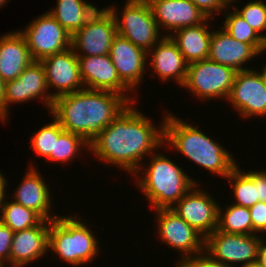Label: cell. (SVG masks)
Returning <instances> with one entry per match:
<instances>
[{
    "label": "cell",
    "mask_w": 266,
    "mask_h": 267,
    "mask_svg": "<svg viewBox=\"0 0 266 267\" xmlns=\"http://www.w3.org/2000/svg\"><path fill=\"white\" fill-rule=\"evenodd\" d=\"M40 172L36 167L30 166L29 171L25 174L22 182L15 189L12 199L16 203L23 205L26 208L32 209L38 213L44 220H55L57 215L50 213L51 208V193L47 187Z\"/></svg>",
    "instance_id": "obj_22"
},
{
    "label": "cell",
    "mask_w": 266,
    "mask_h": 267,
    "mask_svg": "<svg viewBox=\"0 0 266 267\" xmlns=\"http://www.w3.org/2000/svg\"><path fill=\"white\" fill-rule=\"evenodd\" d=\"M5 186H8L7 179L0 172V187H5Z\"/></svg>",
    "instance_id": "obj_41"
},
{
    "label": "cell",
    "mask_w": 266,
    "mask_h": 267,
    "mask_svg": "<svg viewBox=\"0 0 266 267\" xmlns=\"http://www.w3.org/2000/svg\"><path fill=\"white\" fill-rule=\"evenodd\" d=\"M109 56L120 80L132 91L139 88L148 65L147 52L128 39L116 35L109 49Z\"/></svg>",
    "instance_id": "obj_17"
},
{
    "label": "cell",
    "mask_w": 266,
    "mask_h": 267,
    "mask_svg": "<svg viewBox=\"0 0 266 267\" xmlns=\"http://www.w3.org/2000/svg\"><path fill=\"white\" fill-rule=\"evenodd\" d=\"M264 241V242H263ZM257 262L262 266L266 267V243L264 238L261 239V244L259 246V251H258V257H257Z\"/></svg>",
    "instance_id": "obj_39"
},
{
    "label": "cell",
    "mask_w": 266,
    "mask_h": 267,
    "mask_svg": "<svg viewBox=\"0 0 266 267\" xmlns=\"http://www.w3.org/2000/svg\"><path fill=\"white\" fill-rule=\"evenodd\" d=\"M156 153L149 155L151 160L148 167L144 168L145 164L142 163L134 175L139 176L141 172L144 175H140L137 184L154 209L171 208L198 181L193 180L163 153Z\"/></svg>",
    "instance_id": "obj_4"
},
{
    "label": "cell",
    "mask_w": 266,
    "mask_h": 267,
    "mask_svg": "<svg viewBox=\"0 0 266 267\" xmlns=\"http://www.w3.org/2000/svg\"><path fill=\"white\" fill-rule=\"evenodd\" d=\"M125 3L122 17L116 12L119 9L112 5L107 7L114 16L117 34L148 52L163 37L151 7L147 0H127Z\"/></svg>",
    "instance_id": "obj_6"
},
{
    "label": "cell",
    "mask_w": 266,
    "mask_h": 267,
    "mask_svg": "<svg viewBox=\"0 0 266 267\" xmlns=\"http://www.w3.org/2000/svg\"><path fill=\"white\" fill-rule=\"evenodd\" d=\"M237 71L209 59L189 63L183 88L199 100L227 99Z\"/></svg>",
    "instance_id": "obj_7"
},
{
    "label": "cell",
    "mask_w": 266,
    "mask_h": 267,
    "mask_svg": "<svg viewBox=\"0 0 266 267\" xmlns=\"http://www.w3.org/2000/svg\"><path fill=\"white\" fill-rule=\"evenodd\" d=\"M154 19L166 33L204 23L208 17L191 0H147Z\"/></svg>",
    "instance_id": "obj_18"
},
{
    "label": "cell",
    "mask_w": 266,
    "mask_h": 267,
    "mask_svg": "<svg viewBox=\"0 0 266 267\" xmlns=\"http://www.w3.org/2000/svg\"><path fill=\"white\" fill-rule=\"evenodd\" d=\"M9 0H0V8L7 4Z\"/></svg>",
    "instance_id": "obj_43"
},
{
    "label": "cell",
    "mask_w": 266,
    "mask_h": 267,
    "mask_svg": "<svg viewBox=\"0 0 266 267\" xmlns=\"http://www.w3.org/2000/svg\"><path fill=\"white\" fill-rule=\"evenodd\" d=\"M241 170V171H240ZM233 187L235 205L250 208L258 201L257 186L254 184V171L242 172L237 165L226 177Z\"/></svg>",
    "instance_id": "obj_29"
},
{
    "label": "cell",
    "mask_w": 266,
    "mask_h": 267,
    "mask_svg": "<svg viewBox=\"0 0 266 267\" xmlns=\"http://www.w3.org/2000/svg\"><path fill=\"white\" fill-rule=\"evenodd\" d=\"M244 118L266 116V78L263 71H237L227 98Z\"/></svg>",
    "instance_id": "obj_11"
},
{
    "label": "cell",
    "mask_w": 266,
    "mask_h": 267,
    "mask_svg": "<svg viewBox=\"0 0 266 267\" xmlns=\"http://www.w3.org/2000/svg\"><path fill=\"white\" fill-rule=\"evenodd\" d=\"M210 19L208 18L199 25L181 28L172 34H165L175 42L188 63L208 59L212 36V31H209L210 26L208 24Z\"/></svg>",
    "instance_id": "obj_24"
},
{
    "label": "cell",
    "mask_w": 266,
    "mask_h": 267,
    "mask_svg": "<svg viewBox=\"0 0 266 267\" xmlns=\"http://www.w3.org/2000/svg\"><path fill=\"white\" fill-rule=\"evenodd\" d=\"M156 211L157 233L162 243L182 252L184 257L205 251V238L171 208Z\"/></svg>",
    "instance_id": "obj_12"
},
{
    "label": "cell",
    "mask_w": 266,
    "mask_h": 267,
    "mask_svg": "<svg viewBox=\"0 0 266 267\" xmlns=\"http://www.w3.org/2000/svg\"><path fill=\"white\" fill-rule=\"evenodd\" d=\"M128 104L118 93L84 88L56 97L49 113L65 131L90 144Z\"/></svg>",
    "instance_id": "obj_2"
},
{
    "label": "cell",
    "mask_w": 266,
    "mask_h": 267,
    "mask_svg": "<svg viewBox=\"0 0 266 267\" xmlns=\"http://www.w3.org/2000/svg\"><path fill=\"white\" fill-rule=\"evenodd\" d=\"M33 61L20 31L0 37V76L4 82L18 78Z\"/></svg>",
    "instance_id": "obj_23"
},
{
    "label": "cell",
    "mask_w": 266,
    "mask_h": 267,
    "mask_svg": "<svg viewBox=\"0 0 266 267\" xmlns=\"http://www.w3.org/2000/svg\"><path fill=\"white\" fill-rule=\"evenodd\" d=\"M56 5L49 13L71 35L79 30L98 8L86 0H57Z\"/></svg>",
    "instance_id": "obj_25"
},
{
    "label": "cell",
    "mask_w": 266,
    "mask_h": 267,
    "mask_svg": "<svg viewBox=\"0 0 266 267\" xmlns=\"http://www.w3.org/2000/svg\"><path fill=\"white\" fill-rule=\"evenodd\" d=\"M233 9L266 41V3L262 0H251L238 10L236 5ZM262 32V33H261Z\"/></svg>",
    "instance_id": "obj_32"
},
{
    "label": "cell",
    "mask_w": 266,
    "mask_h": 267,
    "mask_svg": "<svg viewBox=\"0 0 266 267\" xmlns=\"http://www.w3.org/2000/svg\"><path fill=\"white\" fill-rule=\"evenodd\" d=\"M262 238L258 234L223 233L216 229L205 239V252L227 267H237L239 263L238 267H242L257 262Z\"/></svg>",
    "instance_id": "obj_8"
},
{
    "label": "cell",
    "mask_w": 266,
    "mask_h": 267,
    "mask_svg": "<svg viewBox=\"0 0 266 267\" xmlns=\"http://www.w3.org/2000/svg\"><path fill=\"white\" fill-rule=\"evenodd\" d=\"M249 209L252 225L253 234L266 232V203L257 202Z\"/></svg>",
    "instance_id": "obj_35"
},
{
    "label": "cell",
    "mask_w": 266,
    "mask_h": 267,
    "mask_svg": "<svg viewBox=\"0 0 266 267\" xmlns=\"http://www.w3.org/2000/svg\"><path fill=\"white\" fill-rule=\"evenodd\" d=\"M116 35V22L111 11L107 7L97 9L88 21L71 35V48L77 56L109 54Z\"/></svg>",
    "instance_id": "obj_9"
},
{
    "label": "cell",
    "mask_w": 266,
    "mask_h": 267,
    "mask_svg": "<svg viewBox=\"0 0 266 267\" xmlns=\"http://www.w3.org/2000/svg\"><path fill=\"white\" fill-rule=\"evenodd\" d=\"M52 118V122L45 124L34 134L32 133L30 146L37 156L47 158L50 154H54V137H59L64 131L59 122L53 116Z\"/></svg>",
    "instance_id": "obj_31"
},
{
    "label": "cell",
    "mask_w": 266,
    "mask_h": 267,
    "mask_svg": "<svg viewBox=\"0 0 266 267\" xmlns=\"http://www.w3.org/2000/svg\"><path fill=\"white\" fill-rule=\"evenodd\" d=\"M50 221L43 220L38 226L16 231L10 247V267H24L49 251Z\"/></svg>",
    "instance_id": "obj_19"
},
{
    "label": "cell",
    "mask_w": 266,
    "mask_h": 267,
    "mask_svg": "<svg viewBox=\"0 0 266 267\" xmlns=\"http://www.w3.org/2000/svg\"><path fill=\"white\" fill-rule=\"evenodd\" d=\"M208 18L214 17L223 10L229 9L230 4L226 0H191ZM229 5V6H228Z\"/></svg>",
    "instance_id": "obj_36"
},
{
    "label": "cell",
    "mask_w": 266,
    "mask_h": 267,
    "mask_svg": "<svg viewBox=\"0 0 266 267\" xmlns=\"http://www.w3.org/2000/svg\"><path fill=\"white\" fill-rule=\"evenodd\" d=\"M225 13L224 26L222 27L228 34L238 41L253 45L260 53L266 50V41L235 11L228 10Z\"/></svg>",
    "instance_id": "obj_28"
},
{
    "label": "cell",
    "mask_w": 266,
    "mask_h": 267,
    "mask_svg": "<svg viewBox=\"0 0 266 267\" xmlns=\"http://www.w3.org/2000/svg\"><path fill=\"white\" fill-rule=\"evenodd\" d=\"M262 71H263V74H264V76L266 78V65L263 67Z\"/></svg>",
    "instance_id": "obj_44"
},
{
    "label": "cell",
    "mask_w": 266,
    "mask_h": 267,
    "mask_svg": "<svg viewBox=\"0 0 266 267\" xmlns=\"http://www.w3.org/2000/svg\"><path fill=\"white\" fill-rule=\"evenodd\" d=\"M77 59L80 75L86 89L111 91L122 95L129 103L136 102L135 97L128 96L131 90L118 77L109 54L77 56Z\"/></svg>",
    "instance_id": "obj_16"
},
{
    "label": "cell",
    "mask_w": 266,
    "mask_h": 267,
    "mask_svg": "<svg viewBox=\"0 0 266 267\" xmlns=\"http://www.w3.org/2000/svg\"><path fill=\"white\" fill-rule=\"evenodd\" d=\"M129 103L89 144L97 160L135 174L145 156L164 148V119L159 127Z\"/></svg>",
    "instance_id": "obj_1"
},
{
    "label": "cell",
    "mask_w": 266,
    "mask_h": 267,
    "mask_svg": "<svg viewBox=\"0 0 266 267\" xmlns=\"http://www.w3.org/2000/svg\"><path fill=\"white\" fill-rule=\"evenodd\" d=\"M219 205L196 183L171 209L206 239L217 229Z\"/></svg>",
    "instance_id": "obj_13"
},
{
    "label": "cell",
    "mask_w": 266,
    "mask_h": 267,
    "mask_svg": "<svg viewBox=\"0 0 266 267\" xmlns=\"http://www.w3.org/2000/svg\"><path fill=\"white\" fill-rule=\"evenodd\" d=\"M47 91L48 87L43 65L40 61H33L18 78L4 84L5 123L8 122L10 103H26L40 98L50 112L54 98L52 97V91L51 93L48 92V94Z\"/></svg>",
    "instance_id": "obj_14"
},
{
    "label": "cell",
    "mask_w": 266,
    "mask_h": 267,
    "mask_svg": "<svg viewBox=\"0 0 266 267\" xmlns=\"http://www.w3.org/2000/svg\"><path fill=\"white\" fill-rule=\"evenodd\" d=\"M261 53L253 46L231 37L223 28L212 30L208 59L232 67L236 71H245L244 63ZM243 65V66H242Z\"/></svg>",
    "instance_id": "obj_21"
},
{
    "label": "cell",
    "mask_w": 266,
    "mask_h": 267,
    "mask_svg": "<svg viewBox=\"0 0 266 267\" xmlns=\"http://www.w3.org/2000/svg\"><path fill=\"white\" fill-rule=\"evenodd\" d=\"M230 5L231 4H234V2L236 1V0H226ZM238 1V0H237Z\"/></svg>",
    "instance_id": "obj_45"
},
{
    "label": "cell",
    "mask_w": 266,
    "mask_h": 267,
    "mask_svg": "<svg viewBox=\"0 0 266 267\" xmlns=\"http://www.w3.org/2000/svg\"><path fill=\"white\" fill-rule=\"evenodd\" d=\"M254 184L257 186V199L266 203V171H254Z\"/></svg>",
    "instance_id": "obj_37"
},
{
    "label": "cell",
    "mask_w": 266,
    "mask_h": 267,
    "mask_svg": "<svg viewBox=\"0 0 266 267\" xmlns=\"http://www.w3.org/2000/svg\"><path fill=\"white\" fill-rule=\"evenodd\" d=\"M6 187H0V209L2 207L3 201L5 199V197H7V193H6Z\"/></svg>",
    "instance_id": "obj_40"
},
{
    "label": "cell",
    "mask_w": 266,
    "mask_h": 267,
    "mask_svg": "<svg viewBox=\"0 0 266 267\" xmlns=\"http://www.w3.org/2000/svg\"><path fill=\"white\" fill-rule=\"evenodd\" d=\"M14 232L0 221V265H9L10 247Z\"/></svg>",
    "instance_id": "obj_34"
},
{
    "label": "cell",
    "mask_w": 266,
    "mask_h": 267,
    "mask_svg": "<svg viewBox=\"0 0 266 267\" xmlns=\"http://www.w3.org/2000/svg\"><path fill=\"white\" fill-rule=\"evenodd\" d=\"M40 62L45 70L48 90H51L49 88L57 90L52 93L54 99L85 88L80 75L77 55L71 47L63 52L47 56Z\"/></svg>",
    "instance_id": "obj_15"
},
{
    "label": "cell",
    "mask_w": 266,
    "mask_h": 267,
    "mask_svg": "<svg viewBox=\"0 0 266 267\" xmlns=\"http://www.w3.org/2000/svg\"><path fill=\"white\" fill-rule=\"evenodd\" d=\"M5 200L6 197L0 209V221L13 232L38 226L44 220L32 209L26 208L13 200L10 202Z\"/></svg>",
    "instance_id": "obj_26"
},
{
    "label": "cell",
    "mask_w": 266,
    "mask_h": 267,
    "mask_svg": "<svg viewBox=\"0 0 266 267\" xmlns=\"http://www.w3.org/2000/svg\"><path fill=\"white\" fill-rule=\"evenodd\" d=\"M23 35L34 61L60 53L71 47V34L67 32L49 13L39 15L31 21Z\"/></svg>",
    "instance_id": "obj_10"
},
{
    "label": "cell",
    "mask_w": 266,
    "mask_h": 267,
    "mask_svg": "<svg viewBox=\"0 0 266 267\" xmlns=\"http://www.w3.org/2000/svg\"><path fill=\"white\" fill-rule=\"evenodd\" d=\"M226 207L224 212L219 205L217 230L223 233L253 234L249 209L235 204Z\"/></svg>",
    "instance_id": "obj_27"
},
{
    "label": "cell",
    "mask_w": 266,
    "mask_h": 267,
    "mask_svg": "<svg viewBox=\"0 0 266 267\" xmlns=\"http://www.w3.org/2000/svg\"><path fill=\"white\" fill-rule=\"evenodd\" d=\"M80 148L89 151V143L82 136L64 130L59 137H54V154L46 159L64 164L75 159L77 153H81Z\"/></svg>",
    "instance_id": "obj_30"
},
{
    "label": "cell",
    "mask_w": 266,
    "mask_h": 267,
    "mask_svg": "<svg viewBox=\"0 0 266 267\" xmlns=\"http://www.w3.org/2000/svg\"><path fill=\"white\" fill-rule=\"evenodd\" d=\"M176 263V267H227L221 262L214 260L205 251L194 256L181 258Z\"/></svg>",
    "instance_id": "obj_33"
},
{
    "label": "cell",
    "mask_w": 266,
    "mask_h": 267,
    "mask_svg": "<svg viewBox=\"0 0 266 267\" xmlns=\"http://www.w3.org/2000/svg\"><path fill=\"white\" fill-rule=\"evenodd\" d=\"M242 267H262V266L258 262H254V263H249Z\"/></svg>",
    "instance_id": "obj_42"
},
{
    "label": "cell",
    "mask_w": 266,
    "mask_h": 267,
    "mask_svg": "<svg viewBox=\"0 0 266 267\" xmlns=\"http://www.w3.org/2000/svg\"><path fill=\"white\" fill-rule=\"evenodd\" d=\"M81 218L59 216L50 221L49 249L72 266L92 262L99 255V243ZM85 223V224H84Z\"/></svg>",
    "instance_id": "obj_5"
},
{
    "label": "cell",
    "mask_w": 266,
    "mask_h": 267,
    "mask_svg": "<svg viewBox=\"0 0 266 267\" xmlns=\"http://www.w3.org/2000/svg\"><path fill=\"white\" fill-rule=\"evenodd\" d=\"M147 56L150 59V66L154 69V73L151 72V76L157 74L163 82L173 79L176 84L178 83V85L183 86L189 63L185 60L170 36L164 35L147 52Z\"/></svg>",
    "instance_id": "obj_20"
},
{
    "label": "cell",
    "mask_w": 266,
    "mask_h": 267,
    "mask_svg": "<svg viewBox=\"0 0 266 267\" xmlns=\"http://www.w3.org/2000/svg\"><path fill=\"white\" fill-rule=\"evenodd\" d=\"M166 145L175 148L196 165L223 178L237 166L234 156L220 143L199 130V127H194L172 113H166L164 117V146Z\"/></svg>",
    "instance_id": "obj_3"
},
{
    "label": "cell",
    "mask_w": 266,
    "mask_h": 267,
    "mask_svg": "<svg viewBox=\"0 0 266 267\" xmlns=\"http://www.w3.org/2000/svg\"><path fill=\"white\" fill-rule=\"evenodd\" d=\"M4 84L5 82L0 76V120L5 122V98H4Z\"/></svg>",
    "instance_id": "obj_38"
}]
</instances>
